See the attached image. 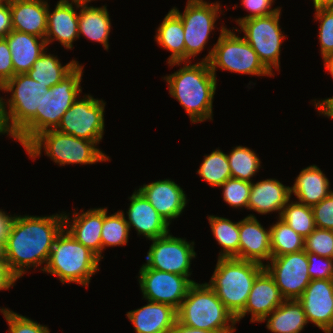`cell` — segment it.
Segmentation results:
<instances>
[{"mask_svg": "<svg viewBox=\"0 0 333 333\" xmlns=\"http://www.w3.org/2000/svg\"><path fill=\"white\" fill-rule=\"evenodd\" d=\"M64 229L63 213L50 216H17L5 242V261L19 279L28 269H44L56 237Z\"/></svg>", "mask_w": 333, "mask_h": 333, "instance_id": "6da1fadb", "label": "cell"}, {"mask_svg": "<svg viewBox=\"0 0 333 333\" xmlns=\"http://www.w3.org/2000/svg\"><path fill=\"white\" fill-rule=\"evenodd\" d=\"M171 62L169 66H180L178 71L165 76L169 94L175 98L188 114L192 123L213 120V99L217 78L208 62Z\"/></svg>", "mask_w": 333, "mask_h": 333, "instance_id": "7a4b0ae2", "label": "cell"}, {"mask_svg": "<svg viewBox=\"0 0 333 333\" xmlns=\"http://www.w3.org/2000/svg\"><path fill=\"white\" fill-rule=\"evenodd\" d=\"M182 325L214 333H234L236 318L207 284L193 283L177 309ZM231 323V325H230Z\"/></svg>", "mask_w": 333, "mask_h": 333, "instance_id": "3957f363", "label": "cell"}, {"mask_svg": "<svg viewBox=\"0 0 333 333\" xmlns=\"http://www.w3.org/2000/svg\"><path fill=\"white\" fill-rule=\"evenodd\" d=\"M83 69L82 65H78L67 77L40 97L36 116L15 136V140L23 148L40 133L57 128L62 116L82 92L80 85Z\"/></svg>", "mask_w": 333, "mask_h": 333, "instance_id": "277c9868", "label": "cell"}, {"mask_svg": "<svg viewBox=\"0 0 333 333\" xmlns=\"http://www.w3.org/2000/svg\"><path fill=\"white\" fill-rule=\"evenodd\" d=\"M101 259L79 243L65 228L56 237L44 272L64 283L88 287L91 277L100 270Z\"/></svg>", "mask_w": 333, "mask_h": 333, "instance_id": "5b68a950", "label": "cell"}, {"mask_svg": "<svg viewBox=\"0 0 333 333\" xmlns=\"http://www.w3.org/2000/svg\"><path fill=\"white\" fill-rule=\"evenodd\" d=\"M264 265L236 258H218L207 284L225 307L236 317L245 307L256 277Z\"/></svg>", "mask_w": 333, "mask_h": 333, "instance_id": "8992f818", "label": "cell"}, {"mask_svg": "<svg viewBox=\"0 0 333 333\" xmlns=\"http://www.w3.org/2000/svg\"><path fill=\"white\" fill-rule=\"evenodd\" d=\"M42 148L53 162L60 166L69 164H95L110 161L94 141L77 138L51 129L37 135L24 149L29 158L41 155Z\"/></svg>", "mask_w": 333, "mask_h": 333, "instance_id": "52a82bcc", "label": "cell"}, {"mask_svg": "<svg viewBox=\"0 0 333 333\" xmlns=\"http://www.w3.org/2000/svg\"><path fill=\"white\" fill-rule=\"evenodd\" d=\"M220 29L217 42L202 59V62L209 63L215 77L217 67L220 70L258 77L274 75L263 65L257 53L243 37L237 36L223 25Z\"/></svg>", "mask_w": 333, "mask_h": 333, "instance_id": "ba28073f", "label": "cell"}, {"mask_svg": "<svg viewBox=\"0 0 333 333\" xmlns=\"http://www.w3.org/2000/svg\"><path fill=\"white\" fill-rule=\"evenodd\" d=\"M5 92H10L6 101V109L10 136H15L36 116L40 97L48 91V86H42L27 73L17 74L5 84Z\"/></svg>", "mask_w": 333, "mask_h": 333, "instance_id": "9c48e42d", "label": "cell"}, {"mask_svg": "<svg viewBox=\"0 0 333 333\" xmlns=\"http://www.w3.org/2000/svg\"><path fill=\"white\" fill-rule=\"evenodd\" d=\"M280 16L281 9L274 14L250 18L239 24L241 31L244 32L243 38L272 74H274L273 68L277 71L280 68L281 44L284 37L286 38L279 25Z\"/></svg>", "mask_w": 333, "mask_h": 333, "instance_id": "30bf717a", "label": "cell"}, {"mask_svg": "<svg viewBox=\"0 0 333 333\" xmlns=\"http://www.w3.org/2000/svg\"><path fill=\"white\" fill-rule=\"evenodd\" d=\"M220 3H208L204 0H187L181 13L178 8L172 10L180 17L185 35V62H191L205 48L210 34L215 30V22L220 17ZM219 14V15H218Z\"/></svg>", "mask_w": 333, "mask_h": 333, "instance_id": "8fae6325", "label": "cell"}, {"mask_svg": "<svg viewBox=\"0 0 333 333\" xmlns=\"http://www.w3.org/2000/svg\"><path fill=\"white\" fill-rule=\"evenodd\" d=\"M78 99L65 112L56 130L77 138L94 141L97 145L104 135L106 103L90 94Z\"/></svg>", "mask_w": 333, "mask_h": 333, "instance_id": "7c38bea8", "label": "cell"}, {"mask_svg": "<svg viewBox=\"0 0 333 333\" xmlns=\"http://www.w3.org/2000/svg\"><path fill=\"white\" fill-rule=\"evenodd\" d=\"M194 241L187 242L184 238L174 237L170 233L152 239L147 252L146 265L149 268L178 275L191 276V261L196 258Z\"/></svg>", "mask_w": 333, "mask_h": 333, "instance_id": "4fadbf2b", "label": "cell"}, {"mask_svg": "<svg viewBox=\"0 0 333 333\" xmlns=\"http://www.w3.org/2000/svg\"><path fill=\"white\" fill-rule=\"evenodd\" d=\"M269 262L264 265V269L276 282L285 300L298 299L311 282L307 252L302 250L296 253L272 256Z\"/></svg>", "mask_w": 333, "mask_h": 333, "instance_id": "5bb4252c", "label": "cell"}, {"mask_svg": "<svg viewBox=\"0 0 333 333\" xmlns=\"http://www.w3.org/2000/svg\"><path fill=\"white\" fill-rule=\"evenodd\" d=\"M138 282L143 298L171 305L176 310L195 283L186 276L149 268L145 263L139 270Z\"/></svg>", "mask_w": 333, "mask_h": 333, "instance_id": "9a60e30c", "label": "cell"}, {"mask_svg": "<svg viewBox=\"0 0 333 333\" xmlns=\"http://www.w3.org/2000/svg\"><path fill=\"white\" fill-rule=\"evenodd\" d=\"M306 319L325 333L333 331V279L311 280L298 298Z\"/></svg>", "mask_w": 333, "mask_h": 333, "instance_id": "2e32d148", "label": "cell"}, {"mask_svg": "<svg viewBox=\"0 0 333 333\" xmlns=\"http://www.w3.org/2000/svg\"><path fill=\"white\" fill-rule=\"evenodd\" d=\"M284 301L276 282L264 269L254 280L244 309L235 317L236 322L251 313L250 322L261 323Z\"/></svg>", "mask_w": 333, "mask_h": 333, "instance_id": "e0dca14e", "label": "cell"}, {"mask_svg": "<svg viewBox=\"0 0 333 333\" xmlns=\"http://www.w3.org/2000/svg\"><path fill=\"white\" fill-rule=\"evenodd\" d=\"M138 190L169 225L181 215L188 202L183 188L170 179L144 184Z\"/></svg>", "mask_w": 333, "mask_h": 333, "instance_id": "ac0fdd59", "label": "cell"}, {"mask_svg": "<svg viewBox=\"0 0 333 333\" xmlns=\"http://www.w3.org/2000/svg\"><path fill=\"white\" fill-rule=\"evenodd\" d=\"M78 8L79 2L67 0L57 1L52 12L48 5L47 32L45 35L47 46L56 40L66 50L73 48L74 40L79 39Z\"/></svg>", "mask_w": 333, "mask_h": 333, "instance_id": "d6986e66", "label": "cell"}, {"mask_svg": "<svg viewBox=\"0 0 333 333\" xmlns=\"http://www.w3.org/2000/svg\"><path fill=\"white\" fill-rule=\"evenodd\" d=\"M272 258L270 227L265 229L255 215L239 221V259L265 265Z\"/></svg>", "mask_w": 333, "mask_h": 333, "instance_id": "ffe728a7", "label": "cell"}, {"mask_svg": "<svg viewBox=\"0 0 333 333\" xmlns=\"http://www.w3.org/2000/svg\"><path fill=\"white\" fill-rule=\"evenodd\" d=\"M128 198L131 201L126 211L129 229L135 227L137 235H143L150 241L170 233L169 224L139 190Z\"/></svg>", "mask_w": 333, "mask_h": 333, "instance_id": "44dd1931", "label": "cell"}, {"mask_svg": "<svg viewBox=\"0 0 333 333\" xmlns=\"http://www.w3.org/2000/svg\"><path fill=\"white\" fill-rule=\"evenodd\" d=\"M71 218L63 212L64 228L82 245L94 252L100 259L102 256L101 231L104 221V208H92L84 212H74ZM71 221H70V220ZM72 222V223H71Z\"/></svg>", "mask_w": 333, "mask_h": 333, "instance_id": "7402d4cb", "label": "cell"}, {"mask_svg": "<svg viewBox=\"0 0 333 333\" xmlns=\"http://www.w3.org/2000/svg\"><path fill=\"white\" fill-rule=\"evenodd\" d=\"M136 333H169L177 322V310L171 305L149 301L126 313Z\"/></svg>", "mask_w": 333, "mask_h": 333, "instance_id": "603a6c76", "label": "cell"}, {"mask_svg": "<svg viewBox=\"0 0 333 333\" xmlns=\"http://www.w3.org/2000/svg\"><path fill=\"white\" fill-rule=\"evenodd\" d=\"M13 30L45 38L48 2L9 0Z\"/></svg>", "mask_w": 333, "mask_h": 333, "instance_id": "cb8c5ba5", "label": "cell"}, {"mask_svg": "<svg viewBox=\"0 0 333 333\" xmlns=\"http://www.w3.org/2000/svg\"><path fill=\"white\" fill-rule=\"evenodd\" d=\"M291 199V189L277 179H265L251 183L248 210L259 214L277 212L280 216L282 209Z\"/></svg>", "mask_w": 333, "mask_h": 333, "instance_id": "d4e9b609", "label": "cell"}, {"mask_svg": "<svg viewBox=\"0 0 333 333\" xmlns=\"http://www.w3.org/2000/svg\"><path fill=\"white\" fill-rule=\"evenodd\" d=\"M11 51L14 76L27 73L37 59L48 50L45 38L12 30L5 37Z\"/></svg>", "mask_w": 333, "mask_h": 333, "instance_id": "484cf974", "label": "cell"}, {"mask_svg": "<svg viewBox=\"0 0 333 333\" xmlns=\"http://www.w3.org/2000/svg\"><path fill=\"white\" fill-rule=\"evenodd\" d=\"M330 182L321 169L316 165L308 166L299 172L293 186L290 187L291 194L297 198V202L313 207L321 200L328 197L332 190Z\"/></svg>", "mask_w": 333, "mask_h": 333, "instance_id": "4316f807", "label": "cell"}, {"mask_svg": "<svg viewBox=\"0 0 333 333\" xmlns=\"http://www.w3.org/2000/svg\"><path fill=\"white\" fill-rule=\"evenodd\" d=\"M89 2H79L78 12L79 37L82 34L87 39L102 44L105 50L109 49V34L111 21L107 6H88Z\"/></svg>", "mask_w": 333, "mask_h": 333, "instance_id": "83f0119b", "label": "cell"}, {"mask_svg": "<svg viewBox=\"0 0 333 333\" xmlns=\"http://www.w3.org/2000/svg\"><path fill=\"white\" fill-rule=\"evenodd\" d=\"M273 333H300L308 321L298 299L285 300L274 309L262 322Z\"/></svg>", "mask_w": 333, "mask_h": 333, "instance_id": "f1b7e54d", "label": "cell"}, {"mask_svg": "<svg viewBox=\"0 0 333 333\" xmlns=\"http://www.w3.org/2000/svg\"><path fill=\"white\" fill-rule=\"evenodd\" d=\"M155 41L171 52L167 63L185 62V35L180 17L171 9L156 30Z\"/></svg>", "mask_w": 333, "mask_h": 333, "instance_id": "f546056e", "label": "cell"}, {"mask_svg": "<svg viewBox=\"0 0 333 333\" xmlns=\"http://www.w3.org/2000/svg\"><path fill=\"white\" fill-rule=\"evenodd\" d=\"M46 52L45 50L27 74L40 85L51 88L67 77L80 63L74 59L62 66L57 56Z\"/></svg>", "mask_w": 333, "mask_h": 333, "instance_id": "4dcf8cb0", "label": "cell"}, {"mask_svg": "<svg viewBox=\"0 0 333 333\" xmlns=\"http://www.w3.org/2000/svg\"><path fill=\"white\" fill-rule=\"evenodd\" d=\"M212 233L222 247L218 258L239 259V221L232 222L228 218L208 215Z\"/></svg>", "mask_w": 333, "mask_h": 333, "instance_id": "1f68e13d", "label": "cell"}, {"mask_svg": "<svg viewBox=\"0 0 333 333\" xmlns=\"http://www.w3.org/2000/svg\"><path fill=\"white\" fill-rule=\"evenodd\" d=\"M270 245L272 256H281L304 250V238L278 217L270 225Z\"/></svg>", "mask_w": 333, "mask_h": 333, "instance_id": "d6a6232c", "label": "cell"}, {"mask_svg": "<svg viewBox=\"0 0 333 333\" xmlns=\"http://www.w3.org/2000/svg\"><path fill=\"white\" fill-rule=\"evenodd\" d=\"M204 156L197 173L210 186L220 187L232 177L227 154L217 148Z\"/></svg>", "mask_w": 333, "mask_h": 333, "instance_id": "836d02e7", "label": "cell"}, {"mask_svg": "<svg viewBox=\"0 0 333 333\" xmlns=\"http://www.w3.org/2000/svg\"><path fill=\"white\" fill-rule=\"evenodd\" d=\"M232 178L252 183V177L256 175L261 166V161L254 150L236 146L227 154Z\"/></svg>", "mask_w": 333, "mask_h": 333, "instance_id": "e575fe53", "label": "cell"}, {"mask_svg": "<svg viewBox=\"0 0 333 333\" xmlns=\"http://www.w3.org/2000/svg\"><path fill=\"white\" fill-rule=\"evenodd\" d=\"M107 213L106 207L101 231L102 252L106 247L126 245L130 233L124 211L120 210L112 215H107Z\"/></svg>", "mask_w": 333, "mask_h": 333, "instance_id": "d590c367", "label": "cell"}, {"mask_svg": "<svg viewBox=\"0 0 333 333\" xmlns=\"http://www.w3.org/2000/svg\"><path fill=\"white\" fill-rule=\"evenodd\" d=\"M279 218L304 239L316 228L312 208L297 201L289 200Z\"/></svg>", "mask_w": 333, "mask_h": 333, "instance_id": "8d00e7d4", "label": "cell"}, {"mask_svg": "<svg viewBox=\"0 0 333 333\" xmlns=\"http://www.w3.org/2000/svg\"><path fill=\"white\" fill-rule=\"evenodd\" d=\"M315 20L319 25V43L323 62L333 55V7L315 8Z\"/></svg>", "mask_w": 333, "mask_h": 333, "instance_id": "74e56055", "label": "cell"}, {"mask_svg": "<svg viewBox=\"0 0 333 333\" xmlns=\"http://www.w3.org/2000/svg\"><path fill=\"white\" fill-rule=\"evenodd\" d=\"M224 201L235 209L248 207L251 182L237 178H229L221 186Z\"/></svg>", "mask_w": 333, "mask_h": 333, "instance_id": "f35d334b", "label": "cell"}, {"mask_svg": "<svg viewBox=\"0 0 333 333\" xmlns=\"http://www.w3.org/2000/svg\"><path fill=\"white\" fill-rule=\"evenodd\" d=\"M304 250L333 259V230L315 228L304 239Z\"/></svg>", "mask_w": 333, "mask_h": 333, "instance_id": "ab89813d", "label": "cell"}, {"mask_svg": "<svg viewBox=\"0 0 333 333\" xmlns=\"http://www.w3.org/2000/svg\"><path fill=\"white\" fill-rule=\"evenodd\" d=\"M0 312L9 325L8 333H50V329L26 316L15 313L8 308H1Z\"/></svg>", "mask_w": 333, "mask_h": 333, "instance_id": "60d3db41", "label": "cell"}, {"mask_svg": "<svg viewBox=\"0 0 333 333\" xmlns=\"http://www.w3.org/2000/svg\"><path fill=\"white\" fill-rule=\"evenodd\" d=\"M308 272L311 280L333 279V259L307 252Z\"/></svg>", "mask_w": 333, "mask_h": 333, "instance_id": "b9f144b4", "label": "cell"}, {"mask_svg": "<svg viewBox=\"0 0 333 333\" xmlns=\"http://www.w3.org/2000/svg\"><path fill=\"white\" fill-rule=\"evenodd\" d=\"M311 208L316 228L333 230V191Z\"/></svg>", "mask_w": 333, "mask_h": 333, "instance_id": "7bdbcfd3", "label": "cell"}, {"mask_svg": "<svg viewBox=\"0 0 333 333\" xmlns=\"http://www.w3.org/2000/svg\"><path fill=\"white\" fill-rule=\"evenodd\" d=\"M272 3H274V0H241V5L243 4L242 6H244V8L247 9V12L249 11L250 14L236 19L235 22L239 25L242 21L247 19L254 17H264L278 12L281 7L271 9L273 6Z\"/></svg>", "mask_w": 333, "mask_h": 333, "instance_id": "ee69618b", "label": "cell"}, {"mask_svg": "<svg viewBox=\"0 0 333 333\" xmlns=\"http://www.w3.org/2000/svg\"><path fill=\"white\" fill-rule=\"evenodd\" d=\"M11 51L5 38H0V82L5 84L14 76Z\"/></svg>", "mask_w": 333, "mask_h": 333, "instance_id": "f6af8a7d", "label": "cell"}, {"mask_svg": "<svg viewBox=\"0 0 333 333\" xmlns=\"http://www.w3.org/2000/svg\"><path fill=\"white\" fill-rule=\"evenodd\" d=\"M12 30L11 11L8 1L0 5V38H5Z\"/></svg>", "mask_w": 333, "mask_h": 333, "instance_id": "bcb514c9", "label": "cell"}, {"mask_svg": "<svg viewBox=\"0 0 333 333\" xmlns=\"http://www.w3.org/2000/svg\"><path fill=\"white\" fill-rule=\"evenodd\" d=\"M18 278L11 272L6 261H0V291L14 287Z\"/></svg>", "mask_w": 333, "mask_h": 333, "instance_id": "7dc6e473", "label": "cell"}, {"mask_svg": "<svg viewBox=\"0 0 333 333\" xmlns=\"http://www.w3.org/2000/svg\"><path fill=\"white\" fill-rule=\"evenodd\" d=\"M15 220V215L11 216L8 213L0 210V241L6 242L10 234L12 224Z\"/></svg>", "mask_w": 333, "mask_h": 333, "instance_id": "c3c4849f", "label": "cell"}, {"mask_svg": "<svg viewBox=\"0 0 333 333\" xmlns=\"http://www.w3.org/2000/svg\"><path fill=\"white\" fill-rule=\"evenodd\" d=\"M0 91L5 92L4 84L0 83ZM6 100L0 97V135L7 134L10 137V126L6 112Z\"/></svg>", "mask_w": 333, "mask_h": 333, "instance_id": "681fc988", "label": "cell"}, {"mask_svg": "<svg viewBox=\"0 0 333 333\" xmlns=\"http://www.w3.org/2000/svg\"><path fill=\"white\" fill-rule=\"evenodd\" d=\"M314 101V106L316 110L318 109L319 114L324 115L325 117L333 119V97L321 99L320 101L316 99Z\"/></svg>", "mask_w": 333, "mask_h": 333, "instance_id": "f907efd6", "label": "cell"}, {"mask_svg": "<svg viewBox=\"0 0 333 333\" xmlns=\"http://www.w3.org/2000/svg\"><path fill=\"white\" fill-rule=\"evenodd\" d=\"M169 333H214L202 329L192 328L182 325L178 321L175 323L174 327Z\"/></svg>", "mask_w": 333, "mask_h": 333, "instance_id": "816d5d0a", "label": "cell"}, {"mask_svg": "<svg viewBox=\"0 0 333 333\" xmlns=\"http://www.w3.org/2000/svg\"><path fill=\"white\" fill-rule=\"evenodd\" d=\"M314 8L333 7V0H313Z\"/></svg>", "mask_w": 333, "mask_h": 333, "instance_id": "f5cc1de1", "label": "cell"}, {"mask_svg": "<svg viewBox=\"0 0 333 333\" xmlns=\"http://www.w3.org/2000/svg\"><path fill=\"white\" fill-rule=\"evenodd\" d=\"M324 66L333 78V55L330 56L326 61H324Z\"/></svg>", "mask_w": 333, "mask_h": 333, "instance_id": "db71d44e", "label": "cell"}, {"mask_svg": "<svg viewBox=\"0 0 333 333\" xmlns=\"http://www.w3.org/2000/svg\"><path fill=\"white\" fill-rule=\"evenodd\" d=\"M0 261H5V242L0 241Z\"/></svg>", "mask_w": 333, "mask_h": 333, "instance_id": "11a10c76", "label": "cell"}, {"mask_svg": "<svg viewBox=\"0 0 333 333\" xmlns=\"http://www.w3.org/2000/svg\"><path fill=\"white\" fill-rule=\"evenodd\" d=\"M69 1V0H67ZM70 1H76V2H91V1H95V0H70Z\"/></svg>", "mask_w": 333, "mask_h": 333, "instance_id": "9f6ffc18", "label": "cell"}, {"mask_svg": "<svg viewBox=\"0 0 333 333\" xmlns=\"http://www.w3.org/2000/svg\"><path fill=\"white\" fill-rule=\"evenodd\" d=\"M8 1H9V0H0V5L6 3V2H8Z\"/></svg>", "mask_w": 333, "mask_h": 333, "instance_id": "6f0895ef", "label": "cell"}]
</instances>
